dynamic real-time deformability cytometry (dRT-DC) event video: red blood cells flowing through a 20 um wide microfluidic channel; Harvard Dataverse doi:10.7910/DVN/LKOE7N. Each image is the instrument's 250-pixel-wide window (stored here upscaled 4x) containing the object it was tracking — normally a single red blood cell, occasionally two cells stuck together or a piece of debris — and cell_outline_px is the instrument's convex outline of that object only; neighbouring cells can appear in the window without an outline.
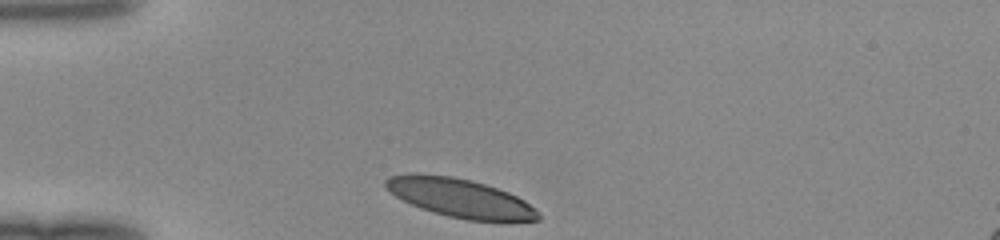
{"species": "human", "species_latin": "Homo sapiens", "temperature_condition": "room temperature", "stored_images_in_passage": 29, "camera_frame_rate_fps": 3000, "um_per_image_px": 0.085, "donor": {"sex": "female"}, "frame": {"image": 1, "passage_image": 1, "time_ms": 0.0, "image_size_px": [1000, 240], "cell_outline_px": [[540, 220], [508, 224], [468, 220], [448, 216], [432, 212], [420, 208], [396, 196], [384, 184], [384, 180], [388, 176], [412, 172], [416, 172], [452, 176], [472, 180], [508, 192], [524, 200], [536, 208], [540, 216]], "centroid_in_image_um": [39.18, 16.86], "position_along_channel_um": 45.8, "area_um2": 35.32}}
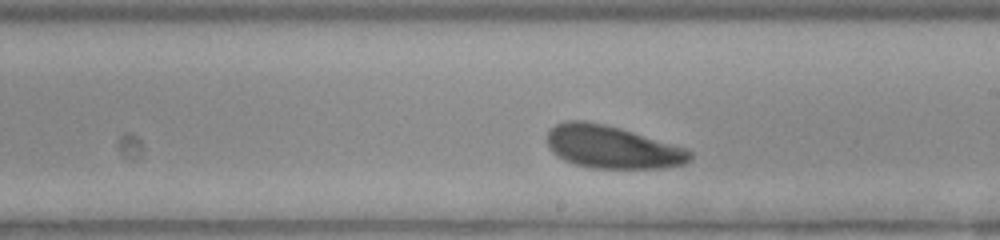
{"frame": {"image": 2, "passage_image": 17, "time_ms": 5.333, "image_size_px": [1000, 240], "cell_outline_px": [[692, 160], [684, 164], [664, 168], [592, 168], [576, 164], [564, 160], [552, 152], [548, 144], [548, 132], [556, 124], [568, 120], [588, 120], [620, 128], [684, 148], [692, 152]], "centroid_in_image_um": [52.02, 12.5], "position_along_channel_um": 237.0, "area_um2": 35.32}}
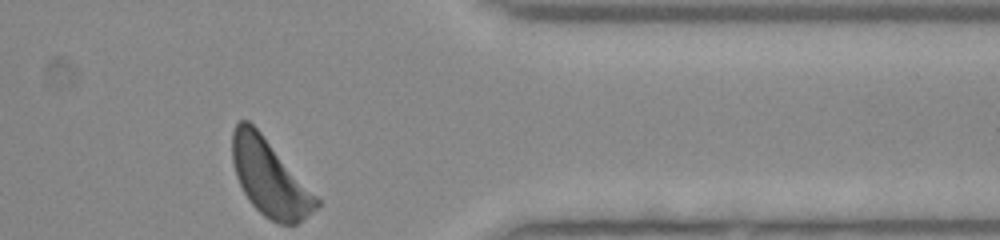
{"frame": {"image": 3, "passage_image": 29, "time_ms": 9.333, "image_size_px": [1000, 240], "cell_outline_px": [[320, 204], [312, 212], [296, 224], [280, 224], [264, 216], [248, 200], [236, 176], [232, 160], [232, 132], [236, 124], [240, 120], [248, 120], [260, 132], [320, 200]], "centroid_in_image_um": [22.9, 15.12], "position_along_channel_um": 388.5, "area_um2": 36.7}}